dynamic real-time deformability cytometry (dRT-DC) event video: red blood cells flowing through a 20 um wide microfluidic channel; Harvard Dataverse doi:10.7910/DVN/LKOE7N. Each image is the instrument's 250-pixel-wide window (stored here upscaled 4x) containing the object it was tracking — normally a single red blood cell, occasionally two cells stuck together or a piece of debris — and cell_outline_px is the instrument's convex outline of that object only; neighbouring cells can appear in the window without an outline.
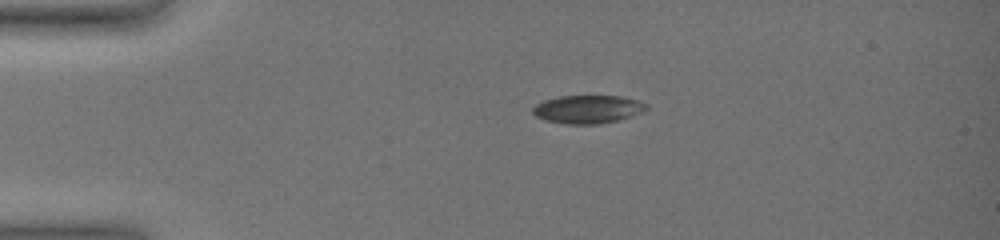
{"species": "common noctule bat (a hibernating species)", "species_latin": "Nyctalus noctula", "temperature_condition": "warm", "stored_images_in_passage": 35, "camera_frame_rate_fps": 3000, "um_per_image_px": 0.085, "animal": {"sex": "female", "body_mass_g": 19.0, "forearm_length_mm": 51.5}, "frame": {"image": 1, "passage_image": 1, "time_ms": 0.0, "image_size_px": [1000, 240], "cell_outline_px": [[648, 108], [644, 112], [632, 116], [600, 124], [564, 124], [544, 120], [536, 116], [532, 112], [532, 108], [536, 104], [544, 100], [560, 96], [620, 96], [636, 100], [648, 104]], "centroid_in_image_um": [49.96, 9.29], "position_along_channel_um": 35.0, "area_um2": 18.73}}
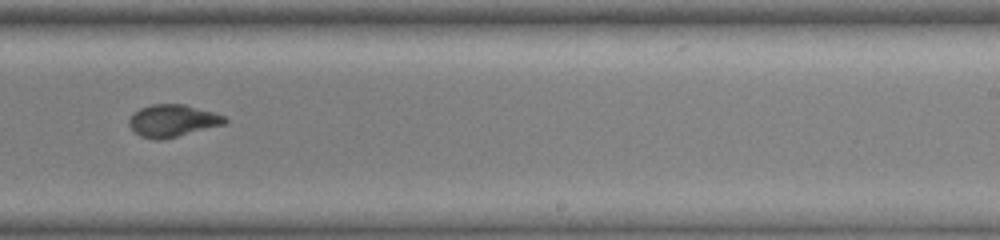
{"frame": {"image": 2, "passage_image": 24, "time_ms": 8.0, "image_size_px": [1000, 240], "cell_outline_px": [[228, 120], [224, 124], [164, 140], [156, 140], [140, 136], [128, 124], [128, 120], [132, 112], [140, 108], [152, 104], [184, 104], [212, 112], [224, 116]], "centroid_in_image_um": [14.63, 10.26], "position_along_channel_um": 274.4, "area_um2": 17.98}}
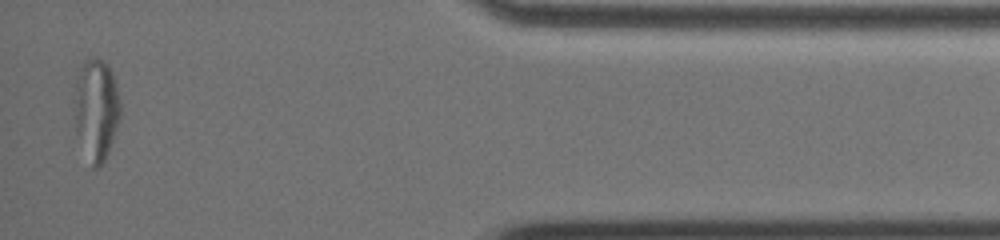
{"frame": {"image": 3, "passage_image": 35, "time_ms": 13.333, "image_size_px": [1000, 240], "cell_outline_px": [[120, 116], [108, 152], [104, 160], [96, 168], [92, 168], [76, 132], [72, 108], [72, 100], [76, 80], [80, 68], [92, 56], [96, 56], [104, 60], [108, 64], [112, 72], [116, 84], [120, 100]], "centroid_in_image_um": [8.15, 9.26], "position_along_channel_um": 427.1, "area_um2": 27.51}, "authors_computed_cell_mechanics": {"area_um2": 18.6116, "velocity_mm_per_s": 3.6149, "shape_relaxation_time_tau1_ms": 8.8025, "shape_relaxation_time_tau2_ms": 1.6292, "deformation_change_tau1": 0.2543, "deformation_change_tau2": 0.0482}}